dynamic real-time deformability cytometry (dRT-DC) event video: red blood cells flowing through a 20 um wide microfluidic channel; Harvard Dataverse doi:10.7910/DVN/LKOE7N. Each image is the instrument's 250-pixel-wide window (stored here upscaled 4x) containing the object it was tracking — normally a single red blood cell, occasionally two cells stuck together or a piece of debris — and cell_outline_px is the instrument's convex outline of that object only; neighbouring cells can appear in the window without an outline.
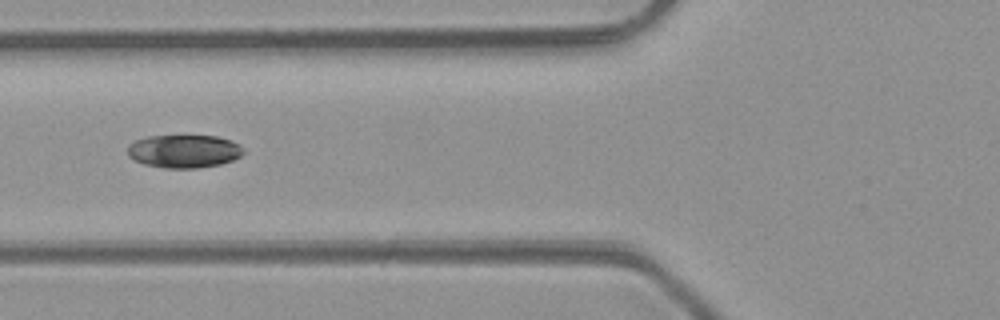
{"species": "common noctule bat (a hibernating species)", "species_latin": "Nyctalus noctula", "temperature_condition": "room temperature", "stored_images_in_passage": 4, "camera_frame_rate_fps": 3000, "um_per_image_px": 0.085, "animal": {"sex": "male", "body_mass_g": 23.1, "forearm_length_mm": 52.7}, "frame": {"image": 1, "passage_image": 3, "time_ms": 3.333, "image_size_px": [1000, 320], "cell_outline_px": [[244, 152], [240, 156], [232, 160], [220, 164], [196, 168], [164, 168], [144, 164], [128, 156], [128, 144], [136, 140], [148, 136], [216, 136], [240, 144]], "centroid_in_image_um": [15.62, 12.85], "position_along_channel_um": 110.2, "area_um2": 22.2}}
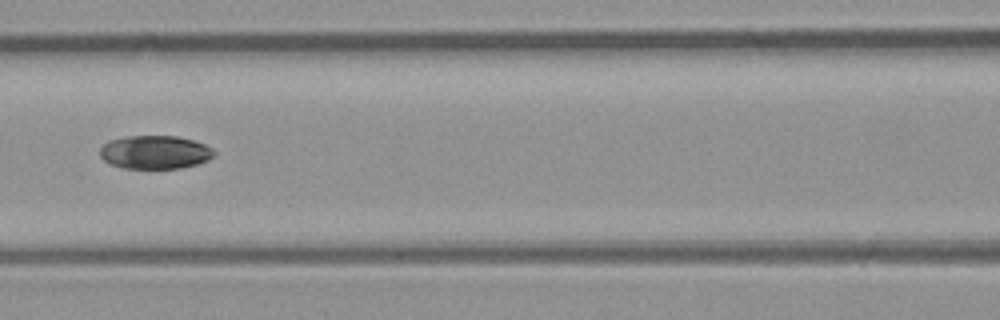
{"frame": {"image": 2, "passage_image": 4, "time_ms": 4.333, "image_size_px": [1000, 320], "cell_outline_px": [[216, 152], [208, 160], [196, 164], [180, 168], [124, 168], [108, 164], [100, 156], [100, 148], [108, 140], [128, 136], [176, 136], [192, 140], [204, 144], [212, 148]], "centroid_in_image_um": [13.14, 12.94], "position_along_channel_um": 153.5, "area_um2": 22.2}}